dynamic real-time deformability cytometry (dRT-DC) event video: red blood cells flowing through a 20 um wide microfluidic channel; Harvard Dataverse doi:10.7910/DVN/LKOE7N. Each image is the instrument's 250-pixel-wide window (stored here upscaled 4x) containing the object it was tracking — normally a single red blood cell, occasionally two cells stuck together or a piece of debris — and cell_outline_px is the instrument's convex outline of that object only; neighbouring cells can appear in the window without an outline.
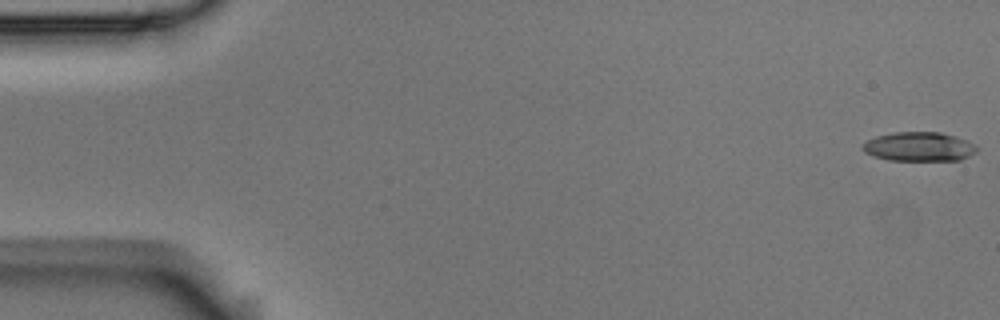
{"species": "Egyptian fruit bat (a non-hibernating species)", "species_latin": "Rousettus aegyptiacus", "temperature_condition": "room temperature", "stored_images_in_passage": 55, "camera_frame_rate_fps": 3000, "um_per_image_px": 0.085, "animal": {"sex": "male"}, "frame": {"image": 1, "passage_image": 1, "time_ms": 0.0, "image_size_px": [1000, 320], "cell_outline_px": [[976, 152], [960, 160], [888, 160], [872, 156], [864, 152], [860, 148], [868, 140], [876, 136], [896, 132], [940, 132], [956, 136], [968, 140], [976, 144]], "centroid_in_image_um": [78.12, 12.46], "position_along_channel_um": 6.9, "area_um2": 19.48}}
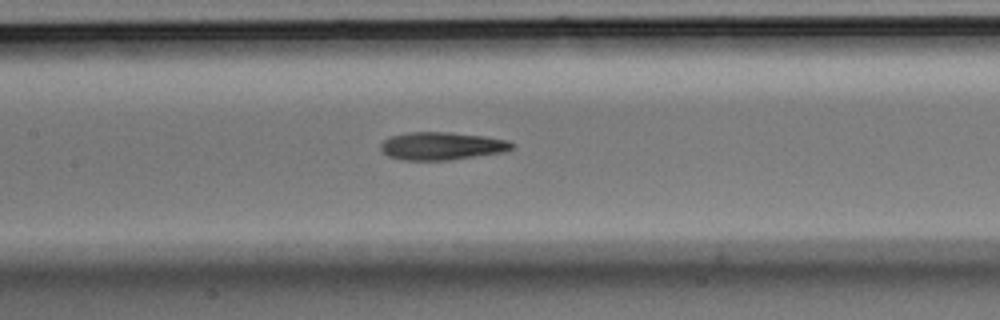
{"frame": {"image": 2, "passage_image": 26, "time_ms": 8.333, "image_size_px": [1000, 320], "cell_outline_px": [[512, 148], [504, 152], [448, 160], [400, 160], [388, 156], [380, 148], [380, 144], [384, 140], [392, 136], [408, 132], [448, 132], [484, 136], [508, 140], [512, 144]], "centroid_in_image_um": [37.52, 12.41], "position_along_channel_um": 169.9, "area_um2": 21.15}}
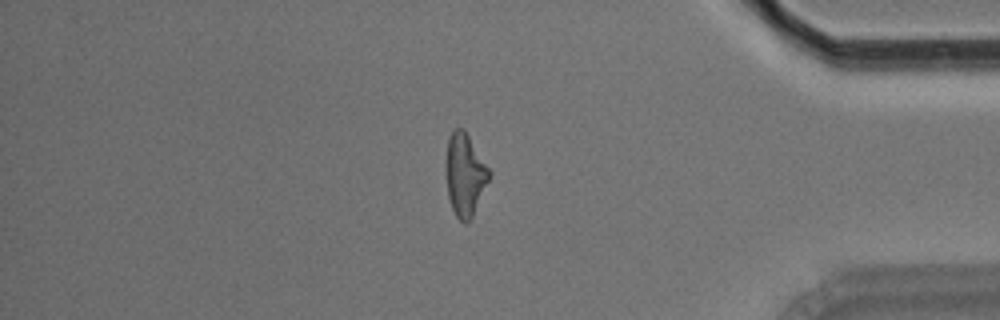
{"frame": {"image": 3, "passage_image": 47, "time_ms": 15.333, "image_size_px": [1000, 320], "cell_outline_px": [[492, 172], [472, 216], [468, 224], [464, 224], [456, 216], [452, 208], [448, 196], [448, 136], [456, 128], [464, 128]], "centroid_in_image_um": [39.56, 14.85], "position_along_channel_um": 395.6, "area_um2": 20.17}, "authors_computed_cell_mechanics": {"area_um2": 20.5768, "velocity_mm_per_s": 3.648, "shape_relaxation_time_tau1_ms": 8.514, "shape_relaxation_time_tau2_ms": 4.4349, "deformation_change_tau1": 0.2337, "deformation_change_tau2": 0.1615}}